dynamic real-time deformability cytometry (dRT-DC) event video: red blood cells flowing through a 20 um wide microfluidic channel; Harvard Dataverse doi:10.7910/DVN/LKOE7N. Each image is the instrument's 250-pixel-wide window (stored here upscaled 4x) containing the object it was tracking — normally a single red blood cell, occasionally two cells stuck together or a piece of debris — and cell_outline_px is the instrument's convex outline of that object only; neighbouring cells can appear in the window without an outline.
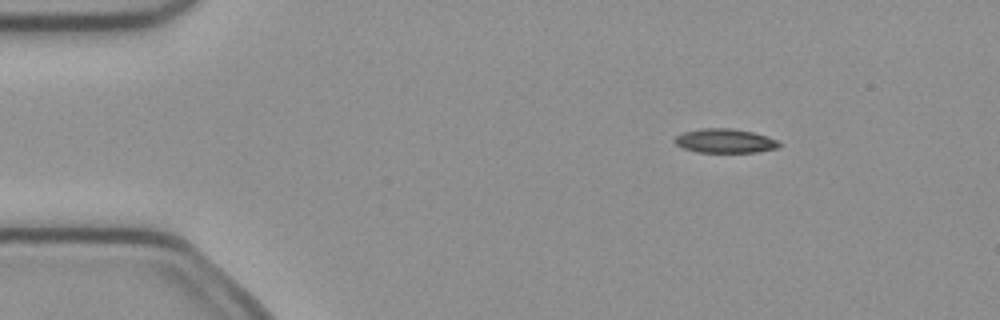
{"species": "common noctule bat (a hibernating species)", "species_latin": "Nyctalus noctula", "temperature_condition": "cold", "stored_images_in_passage": 5, "segment_of_instrument_passage": [2, 2], "camera_frame_rate_fps": 3000, "um_per_image_px": 0.085, "animal": {"sex": "female", "body_mass_g": 21.9}, "frame": {"image": 1, "passage_image": 5, "time_ms": 1.333, "image_size_px": [1000, 320], "cell_outline_px": [[784, 144], [776, 148], [756, 152], [696, 152], [684, 148], [676, 144], [672, 140], [676, 136], [684, 132], [700, 128], [732, 128], [752, 132], [768, 136]], "centroid_in_image_um": [61.62, 11.97], "position_along_channel_um": 23.4, "area_um2": 14.74}}